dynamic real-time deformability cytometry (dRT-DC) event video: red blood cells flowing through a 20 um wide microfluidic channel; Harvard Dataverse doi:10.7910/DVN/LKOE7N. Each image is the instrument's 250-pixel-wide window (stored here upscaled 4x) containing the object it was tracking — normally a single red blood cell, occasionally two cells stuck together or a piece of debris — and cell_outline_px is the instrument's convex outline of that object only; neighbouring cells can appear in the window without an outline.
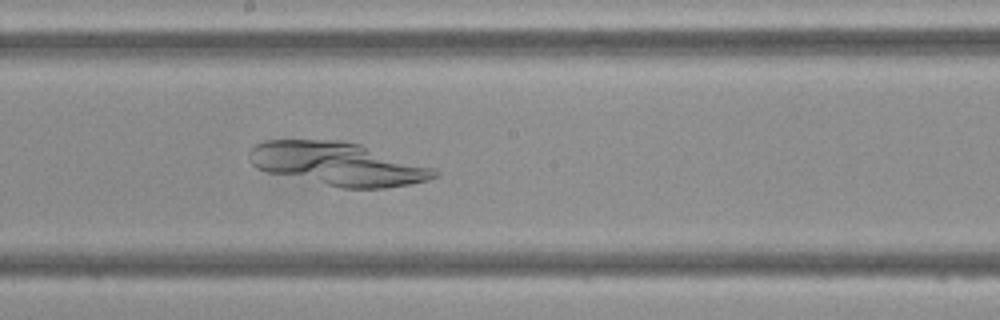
{"species": "Egyptian fruit bat (a non-hibernating species)", "species_latin": "Rousettus aegyptiacus", "temperature_condition": "cold", "stored_images_in_passage": 26, "camera_frame_rate_fps": 3000, "um_per_image_px": 0.085, "frame": {"image": 1, "passage_image": 12, "time_ms": 3.667, "image_size_px": [1000, 320], "cell_outline_px": [[440, 176], [428, 180], [408, 184], [384, 188], [340, 188], [268, 172], [256, 168], [248, 160], [248, 152], [256, 144], [268, 140], [340, 140], [360, 144], [436, 168], [440, 172]], "centroid_in_image_um": [28.74, 13.93], "position_along_channel_um": 219.5, "area_um2": 46.82}}